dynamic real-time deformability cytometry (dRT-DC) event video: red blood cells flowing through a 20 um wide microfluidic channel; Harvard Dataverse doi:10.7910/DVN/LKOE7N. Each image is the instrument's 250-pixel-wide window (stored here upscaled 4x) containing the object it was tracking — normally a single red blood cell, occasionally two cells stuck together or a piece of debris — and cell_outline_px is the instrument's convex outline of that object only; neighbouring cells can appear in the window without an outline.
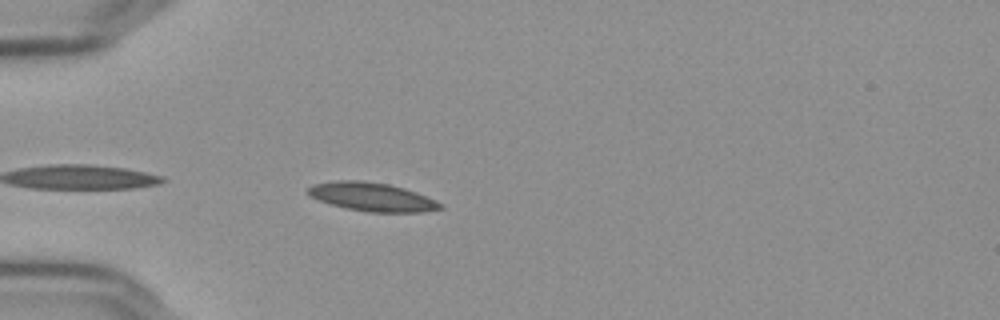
{"species": "Egyptian fruit bat (a non-hibernating species)", "species_latin": "Rousettus aegyptiacus", "temperature_condition": "cold", "stored_images_in_passage": 40, "camera_frame_rate_fps": 3000, "um_per_image_px": 0.085, "frame": {"image": 1, "passage_image": 3, "time_ms": 0.667, "image_size_px": [1000, 320], "cell_outline_px": [[444, 208], [424, 212], [368, 212], [344, 208], [308, 196], [304, 192], [312, 184], [336, 180], [360, 180], [388, 184], [404, 188], [416, 192], [436, 200], [444, 204]], "centroid_in_image_um": [31.61, 16.73], "position_along_channel_um": 53.4, "area_um2": 22.25}}
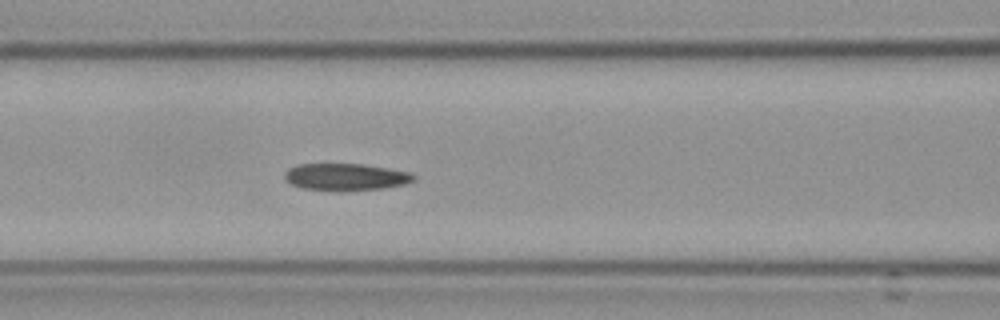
{"frame": {"image": 2, "passage_image": 11, "time_ms": 3.333, "image_size_px": [1000, 320], "cell_outline_px": [[416, 180], [404, 184], [380, 188], [304, 188], [292, 184], [284, 176], [284, 172], [288, 168], [296, 164], [364, 164], [388, 168], [408, 172], [416, 176]], "centroid_in_image_um": [29.4, 14.98], "position_along_channel_um": 137.2, "area_um2": 19.31}}
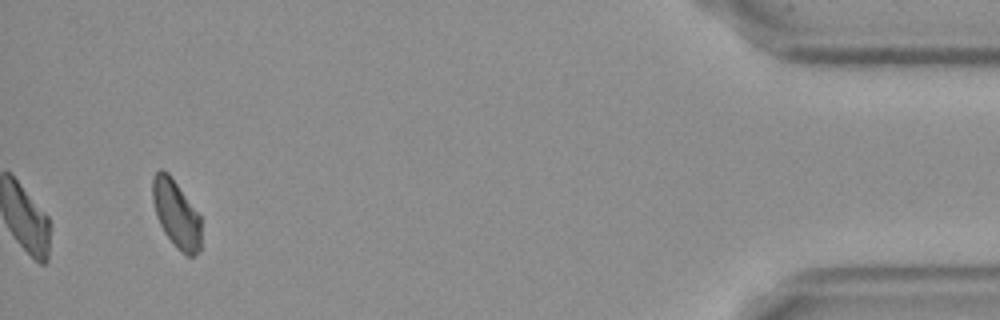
{"frame": {"image": 3, "passage_image": 40, "time_ms": 13.0, "image_size_px": [1000, 320], "cell_outline_px": [[200, 248], [192, 256], [188, 256], [180, 252], [176, 248], [164, 232], [156, 216], [152, 200], [152, 176], [160, 168], [168, 172], [200, 216]], "centroid_in_image_um": [14.94, 18.17], "position_along_channel_um": 420.3, "area_um2": 19.02}, "authors_computed_cell_mechanics": {"area_um2": 20.3456, "velocity_mm_per_s": 3.6321, "shape_relaxation_time_tau1_ms": 9.531, "shape_relaxation_time_tau2_ms": 7.5827, "deformation_change_tau1": 0.1757, "deformation_change_tau2": 0.1384}}